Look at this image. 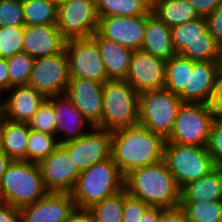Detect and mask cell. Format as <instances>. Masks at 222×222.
I'll return each instance as SVG.
<instances>
[{
    "mask_svg": "<svg viewBox=\"0 0 222 222\" xmlns=\"http://www.w3.org/2000/svg\"><path fill=\"white\" fill-rule=\"evenodd\" d=\"M166 140L141 124L112 131L111 157L125 176L163 160Z\"/></svg>",
    "mask_w": 222,
    "mask_h": 222,
    "instance_id": "obj_1",
    "label": "cell"
},
{
    "mask_svg": "<svg viewBox=\"0 0 222 222\" xmlns=\"http://www.w3.org/2000/svg\"><path fill=\"white\" fill-rule=\"evenodd\" d=\"M124 179L128 195L150 207L171 208L180 205L181 190L163 160L133 169Z\"/></svg>",
    "mask_w": 222,
    "mask_h": 222,
    "instance_id": "obj_2",
    "label": "cell"
},
{
    "mask_svg": "<svg viewBox=\"0 0 222 222\" xmlns=\"http://www.w3.org/2000/svg\"><path fill=\"white\" fill-rule=\"evenodd\" d=\"M125 176L110 156L82 171L70 194L77 209H88L124 189Z\"/></svg>",
    "mask_w": 222,
    "mask_h": 222,
    "instance_id": "obj_3",
    "label": "cell"
},
{
    "mask_svg": "<svg viewBox=\"0 0 222 222\" xmlns=\"http://www.w3.org/2000/svg\"><path fill=\"white\" fill-rule=\"evenodd\" d=\"M47 193L37 163L11 161L0 179V201L18 209L39 201Z\"/></svg>",
    "mask_w": 222,
    "mask_h": 222,
    "instance_id": "obj_4",
    "label": "cell"
},
{
    "mask_svg": "<svg viewBox=\"0 0 222 222\" xmlns=\"http://www.w3.org/2000/svg\"><path fill=\"white\" fill-rule=\"evenodd\" d=\"M136 124H139L138 93L125 80L105 82L101 121L96 126L112 132Z\"/></svg>",
    "mask_w": 222,
    "mask_h": 222,
    "instance_id": "obj_5",
    "label": "cell"
},
{
    "mask_svg": "<svg viewBox=\"0 0 222 222\" xmlns=\"http://www.w3.org/2000/svg\"><path fill=\"white\" fill-rule=\"evenodd\" d=\"M182 103L178 95L172 94L165 87L140 92L139 124L167 140L173 131L177 112Z\"/></svg>",
    "mask_w": 222,
    "mask_h": 222,
    "instance_id": "obj_6",
    "label": "cell"
},
{
    "mask_svg": "<svg viewBox=\"0 0 222 222\" xmlns=\"http://www.w3.org/2000/svg\"><path fill=\"white\" fill-rule=\"evenodd\" d=\"M163 161L180 190L215 168L207 147L180 145L167 141L164 145Z\"/></svg>",
    "mask_w": 222,
    "mask_h": 222,
    "instance_id": "obj_7",
    "label": "cell"
},
{
    "mask_svg": "<svg viewBox=\"0 0 222 222\" xmlns=\"http://www.w3.org/2000/svg\"><path fill=\"white\" fill-rule=\"evenodd\" d=\"M215 115L209 104L182 103L167 142L207 147Z\"/></svg>",
    "mask_w": 222,
    "mask_h": 222,
    "instance_id": "obj_8",
    "label": "cell"
},
{
    "mask_svg": "<svg viewBox=\"0 0 222 222\" xmlns=\"http://www.w3.org/2000/svg\"><path fill=\"white\" fill-rule=\"evenodd\" d=\"M98 21L95 0H68L57 6L56 26L66 41L91 37Z\"/></svg>",
    "mask_w": 222,
    "mask_h": 222,
    "instance_id": "obj_9",
    "label": "cell"
},
{
    "mask_svg": "<svg viewBox=\"0 0 222 222\" xmlns=\"http://www.w3.org/2000/svg\"><path fill=\"white\" fill-rule=\"evenodd\" d=\"M65 52L70 78L89 79L103 84L110 80L98 44L92 36L66 41Z\"/></svg>",
    "mask_w": 222,
    "mask_h": 222,
    "instance_id": "obj_10",
    "label": "cell"
},
{
    "mask_svg": "<svg viewBox=\"0 0 222 222\" xmlns=\"http://www.w3.org/2000/svg\"><path fill=\"white\" fill-rule=\"evenodd\" d=\"M70 70L65 49L59 53L34 59L28 85L46 98L65 94Z\"/></svg>",
    "mask_w": 222,
    "mask_h": 222,
    "instance_id": "obj_11",
    "label": "cell"
},
{
    "mask_svg": "<svg viewBox=\"0 0 222 222\" xmlns=\"http://www.w3.org/2000/svg\"><path fill=\"white\" fill-rule=\"evenodd\" d=\"M70 153L77 169L82 172L111 156L112 132L92 126L78 139L63 144Z\"/></svg>",
    "mask_w": 222,
    "mask_h": 222,
    "instance_id": "obj_12",
    "label": "cell"
},
{
    "mask_svg": "<svg viewBox=\"0 0 222 222\" xmlns=\"http://www.w3.org/2000/svg\"><path fill=\"white\" fill-rule=\"evenodd\" d=\"M38 166L48 192L70 193L81 173L63 144H59Z\"/></svg>",
    "mask_w": 222,
    "mask_h": 222,
    "instance_id": "obj_13",
    "label": "cell"
},
{
    "mask_svg": "<svg viewBox=\"0 0 222 222\" xmlns=\"http://www.w3.org/2000/svg\"><path fill=\"white\" fill-rule=\"evenodd\" d=\"M166 61L141 49L132 52L125 81L139 94L164 88Z\"/></svg>",
    "mask_w": 222,
    "mask_h": 222,
    "instance_id": "obj_14",
    "label": "cell"
},
{
    "mask_svg": "<svg viewBox=\"0 0 222 222\" xmlns=\"http://www.w3.org/2000/svg\"><path fill=\"white\" fill-rule=\"evenodd\" d=\"M145 26L146 15L99 16L97 33L135 51L141 48Z\"/></svg>",
    "mask_w": 222,
    "mask_h": 222,
    "instance_id": "obj_15",
    "label": "cell"
},
{
    "mask_svg": "<svg viewBox=\"0 0 222 222\" xmlns=\"http://www.w3.org/2000/svg\"><path fill=\"white\" fill-rule=\"evenodd\" d=\"M65 95L92 126H96L101 121L103 83L83 78H70Z\"/></svg>",
    "mask_w": 222,
    "mask_h": 222,
    "instance_id": "obj_16",
    "label": "cell"
},
{
    "mask_svg": "<svg viewBox=\"0 0 222 222\" xmlns=\"http://www.w3.org/2000/svg\"><path fill=\"white\" fill-rule=\"evenodd\" d=\"M75 208L70 193L48 192L39 201L20 209V222H66Z\"/></svg>",
    "mask_w": 222,
    "mask_h": 222,
    "instance_id": "obj_17",
    "label": "cell"
},
{
    "mask_svg": "<svg viewBox=\"0 0 222 222\" xmlns=\"http://www.w3.org/2000/svg\"><path fill=\"white\" fill-rule=\"evenodd\" d=\"M47 99L54 107L55 136L59 144L78 139L92 127L65 94L47 97Z\"/></svg>",
    "mask_w": 222,
    "mask_h": 222,
    "instance_id": "obj_18",
    "label": "cell"
},
{
    "mask_svg": "<svg viewBox=\"0 0 222 222\" xmlns=\"http://www.w3.org/2000/svg\"><path fill=\"white\" fill-rule=\"evenodd\" d=\"M219 68L218 62L193 61V69H189L188 88L179 95L181 101L210 104Z\"/></svg>",
    "mask_w": 222,
    "mask_h": 222,
    "instance_id": "obj_19",
    "label": "cell"
},
{
    "mask_svg": "<svg viewBox=\"0 0 222 222\" xmlns=\"http://www.w3.org/2000/svg\"><path fill=\"white\" fill-rule=\"evenodd\" d=\"M5 118L26 122L34 116L46 97L30 85H16L3 94Z\"/></svg>",
    "mask_w": 222,
    "mask_h": 222,
    "instance_id": "obj_20",
    "label": "cell"
},
{
    "mask_svg": "<svg viewBox=\"0 0 222 222\" xmlns=\"http://www.w3.org/2000/svg\"><path fill=\"white\" fill-rule=\"evenodd\" d=\"M65 43L56 25H25L23 52L34 59L61 53Z\"/></svg>",
    "mask_w": 222,
    "mask_h": 222,
    "instance_id": "obj_21",
    "label": "cell"
},
{
    "mask_svg": "<svg viewBox=\"0 0 222 222\" xmlns=\"http://www.w3.org/2000/svg\"><path fill=\"white\" fill-rule=\"evenodd\" d=\"M141 50L167 61L176 52L172 44L171 28L150 11L146 15V26Z\"/></svg>",
    "mask_w": 222,
    "mask_h": 222,
    "instance_id": "obj_22",
    "label": "cell"
},
{
    "mask_svg": "<svg viewBox=\"0 0 222 222\" xmlns=\"http://www.w3.org/2000/svg\"><path fill=\"white\" fill-rule=\"evenodd\" d=\"M92 37L96 40L107 77L110 80H125L130 67L133 50L112 40L101 37L95 32Z\"/></svg>",
    "mask_w": 222,
    "mask_h": 222,
    "instance_id": "obj_23",
    "label": "cell"
},
{
    "mask_svg": "<svg viewBox=\"0 0 222 222\" xmlns=\"http://www.w3.org/2000/svg\"><path fill=\"white\" fill-rule=\"evenodd\" d=\"M222 201V168L215 167L208 174L191 182L181 190L180 203Z\"/></svg>",
    "mask_w": 222,
    "mask_h": 222,
    "instance_id": "obj_24",
    "label": "cell"
},
{
    "mask_svg": "<svg viewBox=\"0 0 222 222\" xmlns=\"http://www.w3.org/2000/svg\"><path fill=\"white\" fill-rule=\"evenodd\" d=\"M29 131L30 129L26 122L4 118L0 147L12 161H27Z\"/></svg>",
    "mask_w": 222,
    "mask_h": 222,
    "instance_id": "obj_25",
    "label": "cell"
},
{
    "mask_svg": "<svg viewBox=\"0 0 222 222\" xmlns=\"http://www.w3.org/2000/svg\"><path fill=\"white\" fill-rule=\"evenodd\" d=\"M152 12L169 28L200 18L188 0H155Z\"/></svg>",
    "mask_w": 222,
    "mask_h": 222,
    "instance_id": "obj_26",
    "label": "cell"
},
{
    "mask_svg": "<svg viewBox=\"0 0 222 222\" xmlns=\"http://www.w3.org/2000/svg\"><path fill=\"white\" fill-rule=\"evenodd\" d=\"M171 36L176 54H180L189 44L195 41H216L207 31V23L203 17L172 27Z\"/></svg>",
    "mask_w": 222,
    "mask_h": 222,
    "instance_id": "obj_27",
    "label": "cell"
},
{
    "mask_svg": "<svg viewBox=\"0 0 222 222\" xmlns=\"http://www.w3.org/2000/svg\"><path fill=\"white\" fill-rule=\"evenodd\" d=\"M189 69H193V61L188 58L176 54L168 59L164 87L179 96L188 88Z\"/></svg>",
    "mask_w": 222,
    "mask_h": 222,
    "instance_id": "obj_28",
    "label": "cell"
},
{
    "mask_svg": "<svg viewBox=\"0 0 222 222\" xmlns=\"http://www.w3.org/2000/svg\"><path fill=\"white\" fill-rule=\"evenodd\" d=\"M25 25H56L57 6L49 0H23Z\"/></svg>",
    "mask_w": 222,
    "mask_h": 222,
    "instance_id": "obj_29",
    "label": "cell"
},
{
    "mask_svg": "<svg viewBox=\"0 0 222 222\" xmlns=\"http://www.w3.org/2000/svg\"><path fill=\"white\" fill-rule=\"evenodd\" d=\"M124 201L125 188L93 204L87 210L92 214L95 222H122Z\"/></svg>",
    "mask_w": 222,
    "mask_h": 222,
    "instance_id": "obj_30",
    "label": "cell"
},
{
    "mask_svg": "<svg viewBox=\"0 0 222 222\" xmlns=\"http://www.w3.org/2000/svg\"><path fill=\"white\" fill-rule=\"evenodd\" d=\"M98 16H142L148 11L136 0H95Z\"/></svg>",
    "mask_w": 222,
    "mask_h": 222,
    "instance_id": "obj_31",
    "label": "cell"
},
{
    "mask_svg": "<svg viewBox=\"0 0 222 222\" xmlns=\"http://www.w3.org/2000/svg\"><path fill=\"white\" fill-rule=\"evenodd\" d=\"M58 145L59 142L56 136L30 130L27 140V162L38 164L52 153Z\"/></svg>",
    "mask_w": 222,
    "mask_h": 222,
    "instance_id": "obj_32",
    "label": "cell"
},
{
    "mask_svg": "<svg viewBox=\"0 0 222 222\" xmlns=\"http://www.w3.org/2000/svg\"><path fill=\"white\" fill-rule=\"evenodd\" d=\"M188 222H221L222 201L180 203Z\"/></svg>",
    "mask_w": 222,
    "mask_h": 222,
    "instance_id": "obj_33",
    "label": "cell"
},
{
    "mask_svg": "<svg viewBox=\"0 0 222 222\" xmlns=\"http://www.w3.org/2000/svg\"><path fill=\"white\" fill-rule=\"evenodd\" d=\"M34 58L25 52L7 58L10 89L16 85H27Z\"/></svg>",
    "mask_w": 222,
    "mask_h": 222,
    "instance_id": "obj_34",
    "label": "cell"
},
{
    "mask_svg": "<svg viewBox=\"0 0 222 222\" xmlns=\"http://www.w3.org/2000/svg\"><path fill=\"white\" fill-rule=\"evenodd\" d=\"M25 26L0 27V57L23 52Z\"/></svg>",
    "mask_w": 222,
    "mask_h": 222,
    "instance_id": "obj_35",
    "label": "cell"
},
{
    "mask_svg": "<svg viewBox=\"0 0 222 222\" xmlns=\"http://www.w3.org/2000/svg\"><path fill=\"white\" fill-rule=\"evenodd\" d=\"M179 55L192 61L218 62L220 44L217 41H195L189 44Z\"/></svg>",
    "mask_w": 222,
    "mask_h": 222,
    "instance_id": "obj_36",
    "label": "cell"
},
{
    "mask_svg": "<svg viewBox=\"0 0 222 222\" xmlns=\"http://www.w3.org/2000/svg\"><path fill=\"white\" fill-rule=\"evenodd\" d=\"M27 124L30 130L55 136L56 120L54 107L47 98Z\"/></svg>",
    "mask_w": 222,
    "mask_h": 222,
    "instance_id": "obj_37",
    "label": "cell"
},
{
    "mask_svg": "<svg viewBox=\"0 0 222 222\" xmlns=\"http://www.w3.org/2000/svg\"><path fill=\"white\" fill-rule=\"evenodd\" d=\"M25 26L23 0H0V27Z\"/></svg>",
    "mask_w": 222,
    "mask_h": 222,
    "instance_id": "obj_38",
    "label": "cell"
},
{
    "mask_svg": "<svg viewBox=\"0 0 222 222\" xmlns=\"http://www.w3.org/2000/svg\"><path fill=\"white\" fill-rule=\"evenodd\" d=\"M207 149L215 167L222 168V117H215L212 123Z\"/></svg>",
    "mask_w": 222,
    "mask_h": 222,
    "instance_id": "obj_39",
    "label": "cell"
},
{
    "mask_svg": "<svg viewBox=\"0 0 222 222\" xmlns=\"http://www.w3.org/2000/svg\"><path fill=\"white\" fill-rule=\"evenodd\" d=\"M150 206L142 200L128 195L125 189V201L122 213V222H139L144 212Z\"/></svg>",
    "mask_w": 222,
    "mask_h": 222,
    "instance_id": "obj_40",
    "label": "cell"
},
{
    "mask_svg": "<svg viewBox=\"0 0 222 222\" xmlns=\"http://www.w3.org/2000/svg\"><path fill=\"white\" fill-rule=\"evenodd\" d=\"M207 31L222 45V3L205 17Z\"/></svg>",
    "mask_w": 222,
    "mask_h": 222,
    "instance_id": "obj_41",
    "label": "cell"
},
{
    "mask_svg": "<svg viewBox=\"0 0 222 222\" xmlns=\"http://www.w3.org/2000/svg\"><path fill=\"white\" fill-rule=\"evenodd\" d=\"M209 105L216 117H222V68L216 74L214 93Z\"/></svg>",
    "mask_w": 222,
    "mask_h": 222,
    "instance_id": "obj_42",
    "label": "cell"
},
{
    "mask_svg": "<svg viewBox=\"0 0 222 222\" xmlns=\"http://www.w3.org/2000/svg\"><path fill=\"white\" fill-rule=\"evenodd\" d=\"M160 222H188L183 208L179 205L171 208H161Z\"/></svg>",
    "mask_w": 222,
    "mask_h": 222,
    "instance_id": "obj_43",
    "label": "cell"
},
{
    "mask_svg": "<svg viewBox=\"0 0 222 222\" xmlns=\"http://www.w3.org/2000/svg\"><path fill=\"white\" fill-rule=\"evenodd\" d=\"M193 6L199 17L205 18L222 3V0H188Z\"/></svg>",
    "mask_w": 222,
    "mask_h": 222,
    "instance_id": "obj_44",
    "label": "cell"
},
{
    "mask_svg": "<svg viewBox=\"0 0 222 222\" xmlns=\"http://www.w3.org/2000/svg\"><path fill=\"white\" fill-rule=\"evenodd\" d=\"M0 222H20V209L0 201Z\"/></svg>",
    "mask_w": 222,
    "mask_h": 222,
    "instance_id": "obj_45",
    "label": "cell"
},
{
    "mask_svg": "<svg viewBox=\"0 0 222 222\" xmlns=\"http://www.w3.org/2000/svg\"><path fill=\"white\" fill-rule=\"evenodd\" d=\"M10 89L7 58L0 57V94L3 95Z\"/></svg>",
    "mask_w": 222,
    "mask_h": 222,
    "instance_id": "obj_46",
    "label": "cell"
},
{
    "mask_svg": "<svg viewBox=\"0 0 222 222\" xmlns=\"http://www.w3.org/2000/svg\"><path fill=\"white\" fill-rule=\"evenodd\" d=\"M66 222H95L92 214L87 209H77L69 215Z\"/></svg>",
    "mask_w": 222,
    "mask_h": 222,
    "instance_id": "obj_47",
    "label": "cell"
},
{
    "mask_svg": "<svg viewBox=\"0 0 222 222\" xmlns=\"http://www.w3.org/2000/svg\"><path fill=\"white\" fill-rule=\"evenodd\" d=\"M161 208L149 207L141 217L139 222H160Z\"/></svg>",
    "mask_w": 222,
    "mask_h": 222,
    "instance_id": "obj_48",
    "label": "cell"
},
{
    "mask_svg": "<svg viewBox=\"0 0 222 222\" xmlns=\"http://www.w3.org/2000/svg\"><path fill=\"white\" fill-rule=\"evenodd\" d=\"M12 160L5 154V152L0 147V179L5 173L7 166Z\"/></svg>",
    "mask_w": 222,
    "mask_h": 222,
    "instance_id": "obj_49",
    "label": "cell"
},
{
    "mask_svg": "<svg viewBox=\"0 0 222 222\" xmlns=\"http://www.w3.org/2000/svg\"><path fill=\"white\" fill-rule=\"evenodd\" d=\"M4 118H5L4 99L3 95L0 94V127H2V122Z\"/></svg>",
    "mask_w": 222,
    "mask_h": 222,
    "instance_id": "obj_50",
    "label": "cell"
},
{
    "mask_svg": "<svg viewBox=\"0 0 222 222\" xmlns=\"http://www.w3.org/2000/svg\"><path fill=\"white\" fill-rule=\"evenodd\" d=\"M139 1L148 11H152L155 0H136Z\"/></svg>",
    "mask_w": 222,
    "mask_h": 222,
    "instance_id": "obj_51",
    "label": "cell"
},
{
    "mask_svg": "<svg viewBox=\"0 0 222 222\" xmlns=\"http://www.w3.org/2000/svg\"><path fill=\"white\" fill-rule=\"evenodd\" d=\"M49 1H51L52 3H54L56 6H59V5H61L62 3L67 2L68 0H49Z\"/></svg>",
    "mask_w": 222,
    "mask_h": 222,
    "instance_id": "obj_52",
    "label": "cell"
},
{
    "mask_svg": "<svg viewBox=\"0 0 222 222\" xmlns=\"http://www.w3.org/2000/svg\"><path fill=\"white\" fill-rule=\"evenodd\" d=\"M218 64L220 68H222V45H220V56H219Z\"/></svg>",
    "mask_w": 222,
    "mask_h": 222,
    "instance_id": "obj_53",
    "label": "cell"
},
{
    "mask_svg": "<svg viewBox=\"0 0 222 222\" xmlns=\"http://www.w3.org/2000/svg\"><path fill=\"white\" fill-rule=\"evenodd\" d=\"M1 138H2V127H0V146H1Z\"/></svg>",
    "mask_w": 222,
    "mask_h": 222,
    "instance_id": "obj_54",
    "label": "cell"
}]
</instances>
